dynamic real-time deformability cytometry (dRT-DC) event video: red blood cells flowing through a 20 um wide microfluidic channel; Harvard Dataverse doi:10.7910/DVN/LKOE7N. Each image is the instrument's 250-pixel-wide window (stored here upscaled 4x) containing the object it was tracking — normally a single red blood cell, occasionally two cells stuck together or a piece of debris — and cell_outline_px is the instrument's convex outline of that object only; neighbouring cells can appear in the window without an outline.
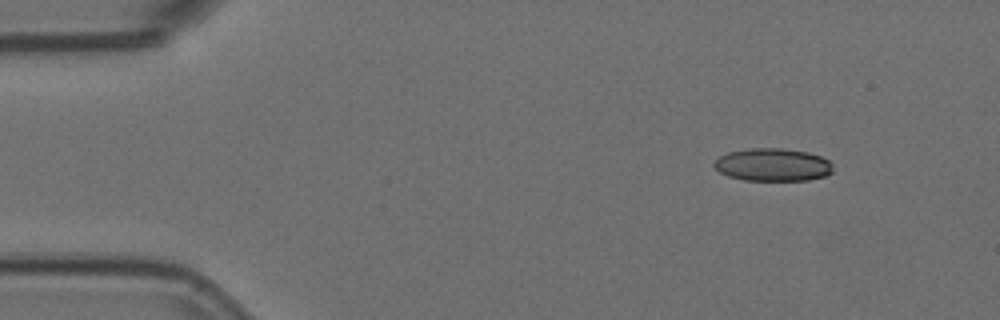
{"species": "Egyptian fruit bat (a non-hibernating species)", "species_latin": "Rousettus aegyptiacus", "temperature_condition": "room temperature", "stored_images_in_passage": 4, "camera_frame_rate_fps": 3000, "um_per_image_px": 0.085, "animal": {"sex": "female"}, "frame": {"image": 1, "passage_image": 1, "time_ms": 0.0, "image_size_px": [1000, 320], "cell_outline_px": [[832, 172], [824, 176], [808, 180], [744, 180], [728, 176], [720, 172], [712, 164], [720, 156], [728, 152], [752, 148], [780, 148], [808, 152], [820, 156], [828, 160], [832, 164]], "centroid_in_image_um": [65.68, 14.0], "position_along_channel_um": 19.3, "area_um2": 22.6}}
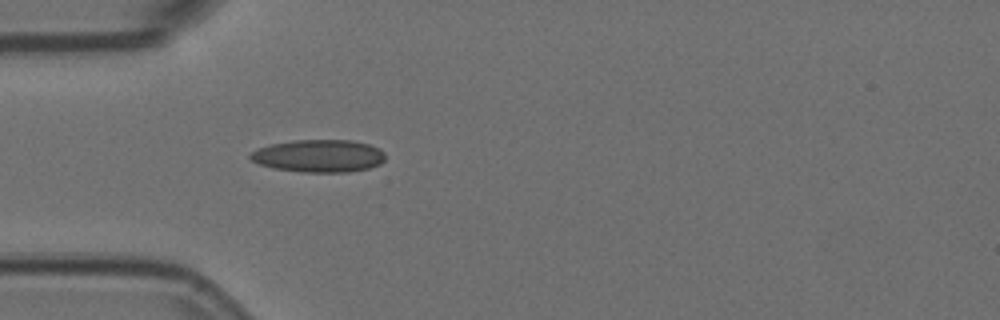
{"frame": {"image": 2, "passage_image": 4, "time_ms": 1.0, "image_size_px": [1000, 320], "cell_outline_px": [[384, 160], [380, 164], [368, 168], [348, 172], [304, 172], [276, 168], [260, 164], [252, 160], [248, 156], [252, 152], [260, 148], [272, 144], [292, 140], [352, 140], [368, 144], [380, 148], [384, 152]], "centroid_in_image_um": [27.14, 13.24], "position_along_channel_um": 57.9, "area_um2": 25.43}}